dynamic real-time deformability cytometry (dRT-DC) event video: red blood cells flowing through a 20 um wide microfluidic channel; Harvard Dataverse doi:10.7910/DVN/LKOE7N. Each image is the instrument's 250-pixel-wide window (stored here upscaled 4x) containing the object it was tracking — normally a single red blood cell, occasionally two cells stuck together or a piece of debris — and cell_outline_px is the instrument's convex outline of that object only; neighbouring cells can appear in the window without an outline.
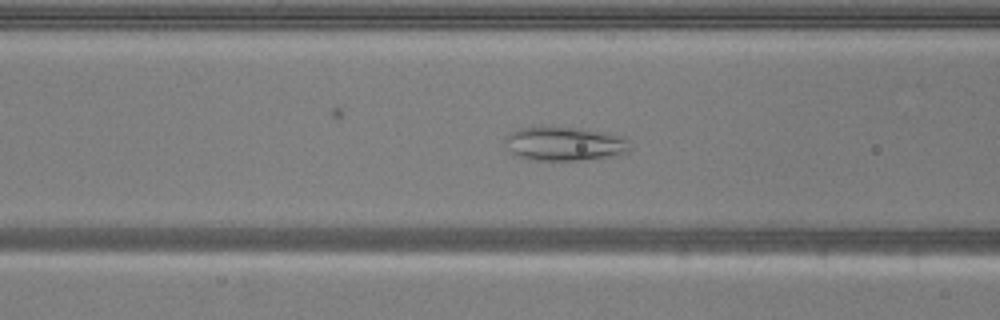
{"species": "common noctule bat (a hibernating species)", "species_latin": "Nyctalus noctula", "temperature_condition": "warm", "stored_images_in_passage": 53, "camera_frame_rate_fps": 3000, "um_per_image_px": 0.085, "animal": {"sex": "male", "body_mass_g": 20.5, "forearm_length_mm": 52.5}, "frame": {"image": 1, "passage_image": 20, "time_ms": 6.333, "image_size_px": [1000, 320], "cell_outline_px": [[632, 148], [628, 152], [620, 156], [580, 160], [532, 160], [520, 156], [512, 152], [504, 140], [504, 136], [508, 132], [520, 128], [576, 128], [604, 132], [624, 136], [628, 140]], "centroid_in_image_um": [48.07, 12.24], "position_along_channel_um": 118.5, "area_um2": 24.68}}
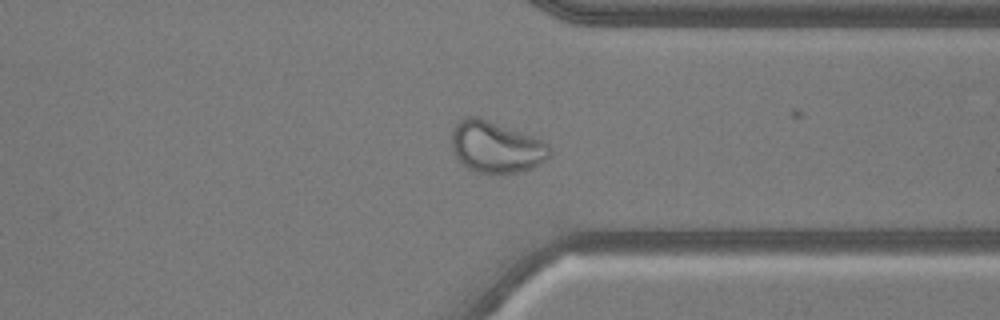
{"frame": {"image": 2, "passage_image": 40, "time_ms": 13.0, "image_size_px": [1000, 320], "cell_outline_px": [[552, 152], [540, 164], [532, 168], [516, 172], [476, 172], [468, 168], [456, 156], [452, 148], [452, 128], [456, 120], [464, 116], [476, 116], [488, 120], [544, 140], [548, 144]], "centroid_in_image_um": [42.15, 12.46], "position_along_channel_um": 369.3, "area_um2": 29.25}}
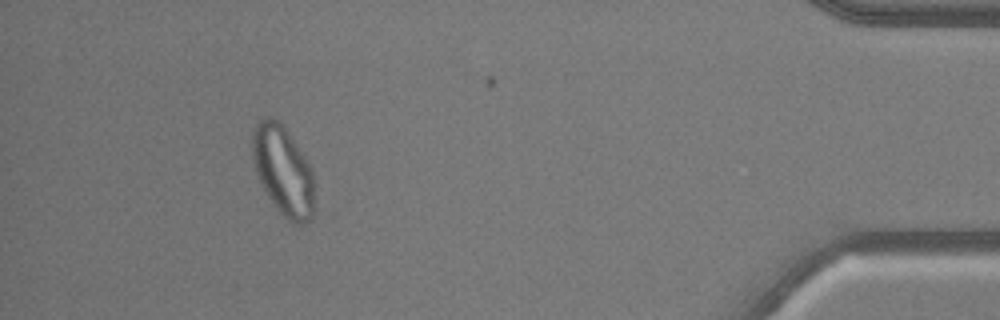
{"frame": {"image": 3, "passage_image": 48, "time_ms": 15.667, "image_size_px": [1000, 320], "cell_outline_px": [[316, 204], [312, 220], [304, 224], [292, 224], [276, 208], [268, 196], [256, 172], [252, 160], [252, 136], [256, 124], [264, 116], [268, 116], [276, 120], [284, 128], [304, 156], [312, 172]], "centroid_in_image_um": [24.09, 14.58], "position_along_channel_um": 411.1, "area_um2": 32.31}}